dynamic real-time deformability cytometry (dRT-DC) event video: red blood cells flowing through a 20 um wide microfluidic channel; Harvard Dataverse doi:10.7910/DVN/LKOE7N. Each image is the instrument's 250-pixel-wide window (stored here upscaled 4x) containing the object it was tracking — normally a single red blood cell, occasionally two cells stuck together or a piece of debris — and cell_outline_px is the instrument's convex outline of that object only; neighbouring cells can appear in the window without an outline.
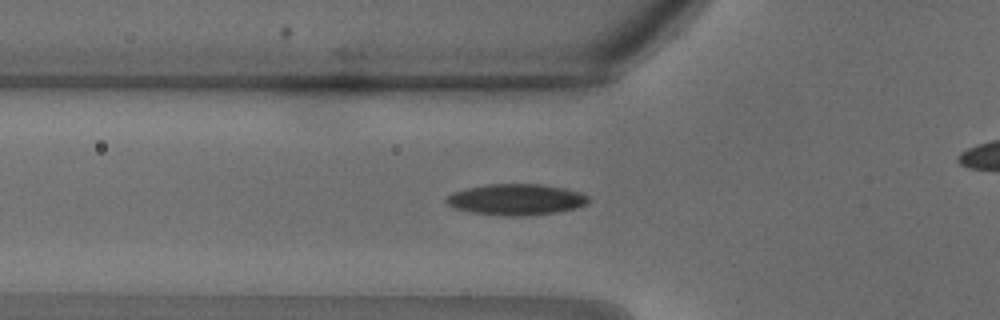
{"species": "common noctule bat (a hibernating species)", "species_latin": "Nyctalus noctula", "temperature_condition": "warm", "stored_images_in_passage": 28, "camera_frame_rate_fps": 3000, "um_per_image_px": 0.085, "animal": {"sex": "male", "body_mass_g": 18.8}, "frame": {"image": 1, "passage_image": 11, "time_ms": 3.333, "image_size_px": [1000, 320], "cell_outline_px": [[592, 200], [588, 204], [576, 208], [556, 212], [524, 216], [504, 216], [472, 212], [456, 208], [448, 204], [444, 200], [452, 192], [468, 188], [488, 184], [540, 184], [564, 188], [580, 192], [588, 196]], "centroid_in_image_um": [43.92, 16.96], "position_along_channel_um": 81.9, "area_um2": 25.78}}
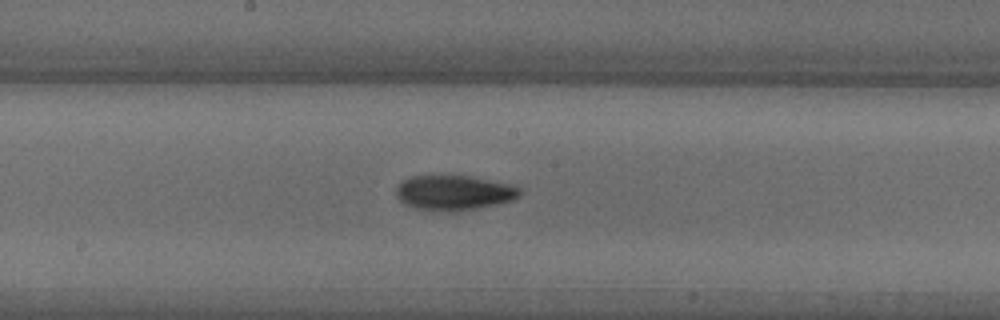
{"frame": {"image": 2, "passage_image": 17, "time_ms": 5.333, "image_size_px": [1000, 320], "cell_outline_px": [[520, 196], [512, 200], [496, 204], [456, 212], [436, 212], [416, 208], [404, 204], [396, 196], [396, 188], [400, 180], [412, 176], [472, 176], [508, 184], [520, 188]], "centroid_in_image_um": [38.53, 16.39], "position_along_channel_um": 209.7, "area_um2": 25.32}}
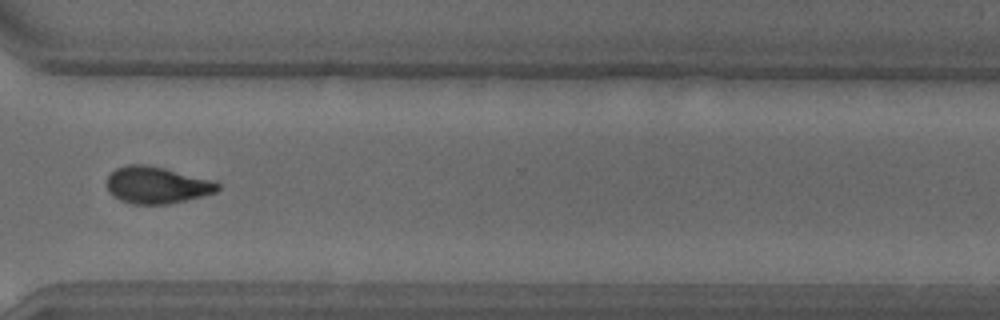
{"frame": {"image": 3, "passage_image": 24, "time_ms": 7.667, "image_size_px": [1000, 320], "cell_outline_px": [[220, 188], [216, 192], [168, 204], [132, 204], [120, 200], [112, 196], [108, 192], [108, 176], [116, 168], [128, 164], [148, 164], [216, 180], [220, 184]], "centroid_in_image_um": [13.34, 15.72], "position_along_channel_um": 357.3, "area_um2": 23.99}}